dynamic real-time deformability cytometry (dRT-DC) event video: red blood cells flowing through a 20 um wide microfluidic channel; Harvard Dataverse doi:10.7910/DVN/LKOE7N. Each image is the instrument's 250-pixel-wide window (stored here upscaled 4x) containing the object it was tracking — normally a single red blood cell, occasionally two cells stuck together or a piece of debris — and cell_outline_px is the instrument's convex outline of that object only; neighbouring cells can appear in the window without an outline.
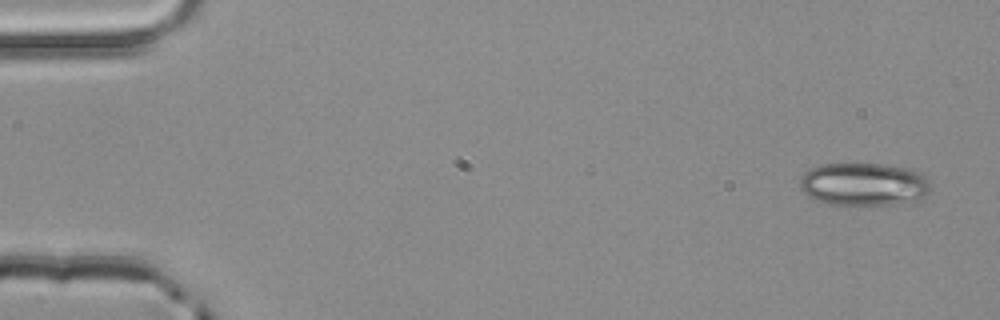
{"species": "common noctule bat (a hibernating species)", "species_latin": "Nyctalus noctula", "temperature_condition": "room temperature", "stored_images_in_passage": 4, "camera_frame_rate_fps": 3000, "um_per_image_px": 0.085, "animal": {"sex": "male", "body_mass_g": 20.4}, "frame": {"image": 1, "passage_image": 1, "time_ms": 0.0, "image_size_px": [1000, 320], "cell_outline_px": [[928, 192], [920, 200], [892, 204], [828, 204], [808, 196], [800, 188], [800, 176], [804, 172], [820, 164], [884, 164], [904, 168], [920, 172], [924, 176], [928, 184]], "centroid_in_image_um": [73.38, 15.65], "position_along_channel_um": 11.6, "area_um2": 32.37}}